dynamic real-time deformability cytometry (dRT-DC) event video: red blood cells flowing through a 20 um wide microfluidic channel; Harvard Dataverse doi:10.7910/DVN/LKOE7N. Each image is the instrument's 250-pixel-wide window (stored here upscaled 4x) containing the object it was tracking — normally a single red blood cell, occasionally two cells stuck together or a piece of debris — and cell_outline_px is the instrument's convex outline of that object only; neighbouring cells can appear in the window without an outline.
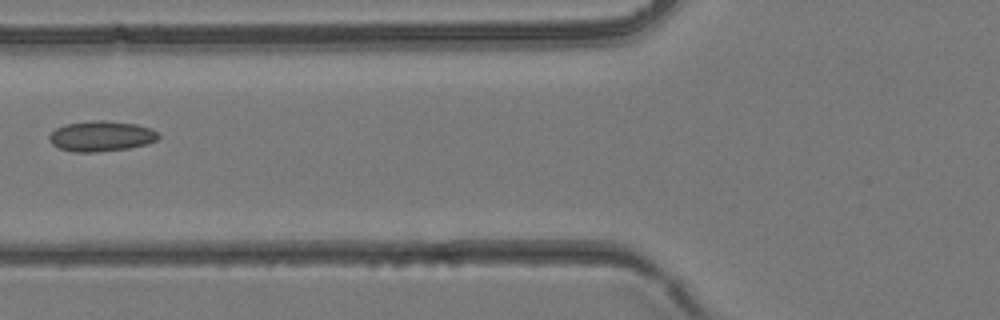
{"species": "common noctule bat (a hibernating species)", "species_latin": "Nyctalus noctula", "temperature_condition": "room temperature", "stored_images_in_passage": 6, "camera_frame_rate_fps": 3000, "um_per_image_px": 0.085, "animal": {"sex": "female", "body_mass_g": 24.6, "forearm_length_mm": 56.2}, "frame": {"image": 1, "passage_image": 6, "time_ms": 1.667, "image_size_px": [1000, 320], "cell_outline_px": [[160, 136], [156, 140], [148, 144], [128, 148], [96, 152], [72, 152], [60, 148], [52, 144], [48, 140], [48, 136], [56, 128], [64, 124], [92, 120], [104, 120], [136, 124], [152, 128]], "centroid_in_image_um": [8.59, 11.57], "position_along_channel_um": 117.2, "area_um2": 19.48}}